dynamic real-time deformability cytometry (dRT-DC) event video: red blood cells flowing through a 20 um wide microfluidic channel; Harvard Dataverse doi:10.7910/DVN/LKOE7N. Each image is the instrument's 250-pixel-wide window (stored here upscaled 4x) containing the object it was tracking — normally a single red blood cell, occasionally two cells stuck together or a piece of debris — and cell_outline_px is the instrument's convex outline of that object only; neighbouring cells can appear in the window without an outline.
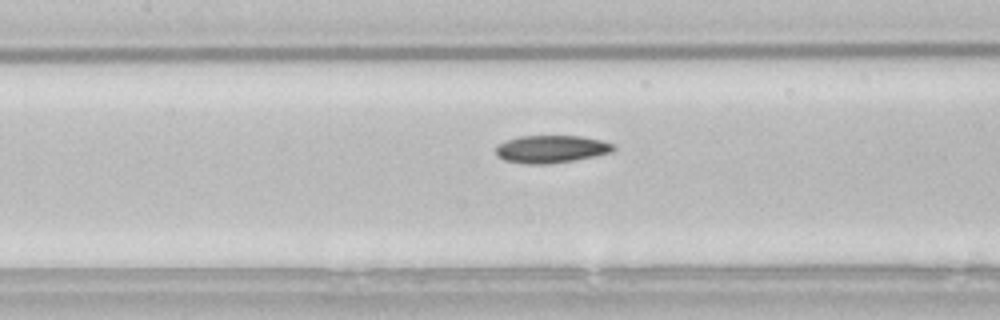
{"species": "common noctule bat (a hibernating species)", "species_latin": "Nyctalus noctula", "temperature_condition": "room temperature", "stored_images_in_passage": 36, "camera_frame_rate_fps": 3000, "um_per_image_px": 0.085, "animal": {"sex": "male", "body_mass_g": 21.5, "forearm_length_mm": 52.0}, "frame": {"image": 1, "passage_image": 18, "time_ms": 5.667, "image_size_px": [1000, 320], "cell_outline_px": [[616, 148], [612, 152], [572, 160], [548, 164], [524, 164], [504, 160], [496, 156], [496, 148], [504, 140], [520, 136], [580, 136], [600, 140], [612, 144]], "centroid_in_image_um": [46.8, 12.67], "position_along_channel_um": 160.6, "area_um2": 18.79}}
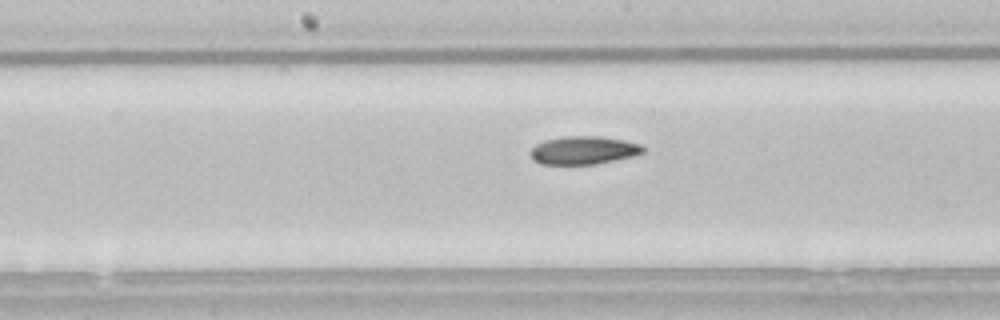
{"frame": {"image": 2, "passage_image": 21, "time_ms": 6.667, "image_size_px": [1000, 320], "cell_outline_px": [[644, 152], [632, 156], [596, 164], [540, 164], [532, 160], [528, 152], [536, 144], [544, 140], [564, 136], [600, 136], [624, 140], [640, 144], [644, 148]], "centroid_in_image_um": [49.55, 12.77], "position_along_channel_um": 198.7, "area_um2": 18.55}}